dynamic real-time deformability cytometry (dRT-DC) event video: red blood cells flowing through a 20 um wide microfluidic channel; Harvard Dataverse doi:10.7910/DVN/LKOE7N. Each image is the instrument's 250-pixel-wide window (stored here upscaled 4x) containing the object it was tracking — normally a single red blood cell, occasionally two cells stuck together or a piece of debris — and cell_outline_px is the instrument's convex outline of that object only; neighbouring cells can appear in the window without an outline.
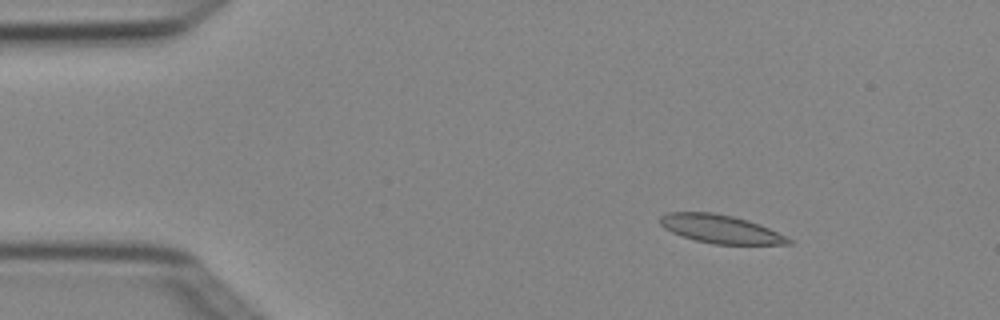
{"species": "Egyptian fruit bat (a non-hibernating species)", "species_latin": "Rousettus aegyptiacus", "temperature_condition": "cold", "stored_images_in_passage": 4, "camera_frame_rate_fps": 3000, "um_per_image_px": 0.085, "animal": {"sex": "female"}, "frame": {"image": 1, "passage_image": 2, "time_ms": 0.333, "image_size_px": [1000, 320], "cell_outline_px": [[792, 244], [712, 244], [696, 240], [672, 232], [664, 228], [660, 224], [660, 216], [668, 212], [712, 212], [732, 216], [748, 220], [760, 224], [792, 240]], "centroid_in_image_um": [61.22, 19.46], "position_along_channel_um": 23.8, "area_um2": 20.98}}
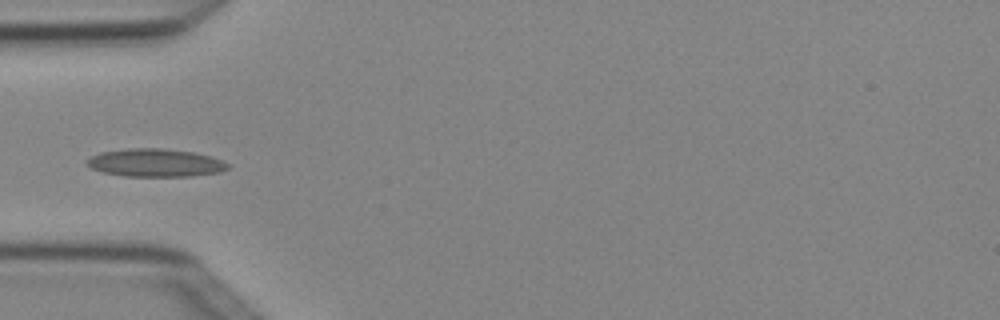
{"frame": {"image": 2, "passage_image": 4, "time_ms": 1.0, "image_size_px": [1000, 320], "cell_outline_px": [[228, 168], [220, 172], [192, 176], [124, 176], [104, 172], [92, 168], [84, 164], [84, 160], [100, 152], [132, 148], [160, 148], [192, 152], [208, 156], [220, 160], [228, 164]], "centroid_in_image_um": [13.15, 13.84], "position_along_channel_um": 71.9, "area_um2": 22.77}}